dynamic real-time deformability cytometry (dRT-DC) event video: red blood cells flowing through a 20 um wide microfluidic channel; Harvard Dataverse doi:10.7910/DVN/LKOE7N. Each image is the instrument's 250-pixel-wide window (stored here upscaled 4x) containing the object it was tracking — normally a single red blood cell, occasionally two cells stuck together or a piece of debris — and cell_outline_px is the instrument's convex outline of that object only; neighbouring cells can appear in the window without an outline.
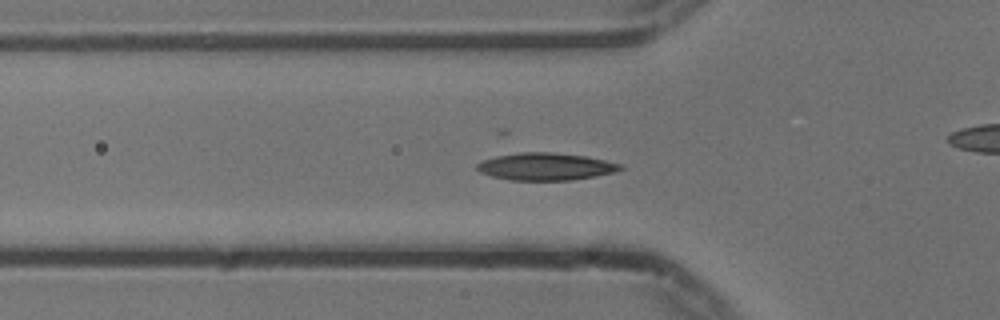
{"species": "common noctule bat (a hibernating species)", "species_latin": "Nyctalus noctula", "temperature_condition": "cold", "stored_images_in_passage": 51, "camera_frame_rate_fps": 3000, "um_per_image_px": 0.085, "animal": {"sex": "male", "body_mass_g": 13.3}, "frame": {"image": 1, "passage_image": 13, "time_ms": 4.0, "image_size_px": [1000, 320], "cell_outline_px": [[624, 168], [612, 172], [596, 176], [568, 180], [508, 180], [492, 176], [480, 172], [476, 168], [476, 164], [480, 160], [496, 156], [520, 152], [552, 152], [584, 156], [604, 160], [620, 164]], "centroid_in_image_um": [46.31, 14.15], "position_along_channel_um": 79.5, "area_um2": 22.72}}
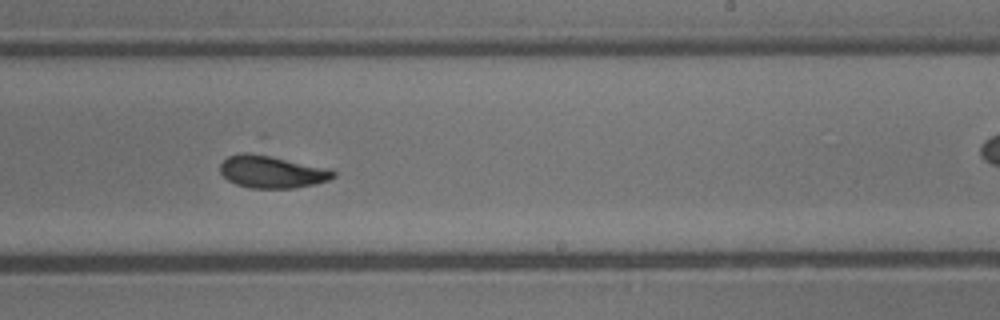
{"frame": {"image": 2, "passage_image": 28, "time_ms": 9.0, "image_size_px": [1000, 320], "cell_outline_px": [[336, 176], [328, 180], [316, 184], [292, 188], [252, 188], [236, 184], [228, 180], [220, 172], [220, 164], [228, 156], [244, 152], [248, 152], [328, 168], [336, 172]], "centroid_in_image_um": [23.1, 14.61], "position_along_channel_um": 265.9, "area_um2": 21.1}}
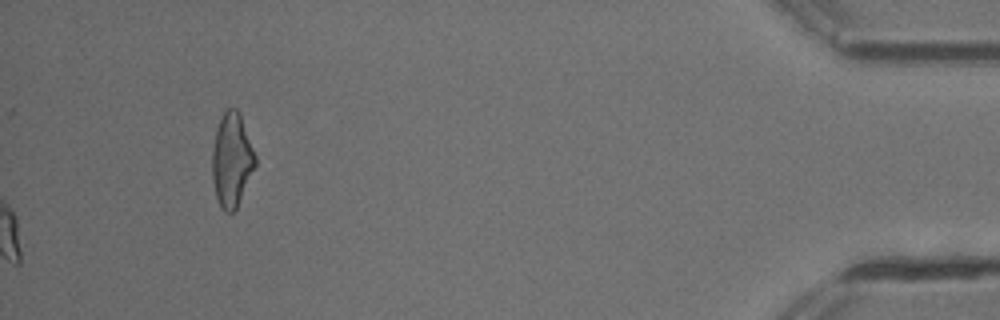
{"frame": {"image": 3, "passage_image": 51, "time_ms": 16.667, "image_size_px": [1000, 320], "cell_outline_px": [[256, 164], [236, 208], [232, 212], [224, 212], [216, 196], [212, 180], [212, 148], [216, 128], [224, 112], [228, 108], [236, 108], [240, 112], [256, 156]], "centroid_in_image_um": [19.69, 13.56], "position_along_channel_um": 415.5, "area_um2": 23.41}, "authors_computed_cell_mechanics": {"area_um2": 21.5016, "velocity_mm_per_s": 3.7141, "shape_relaxation_time_tau1_ms": 3.3268, "shape_relaxation_time_tau2_ms": 1.6959, "deformation_change_tau1": 0.1199, "deformation_change_tau2": 0.0657}}